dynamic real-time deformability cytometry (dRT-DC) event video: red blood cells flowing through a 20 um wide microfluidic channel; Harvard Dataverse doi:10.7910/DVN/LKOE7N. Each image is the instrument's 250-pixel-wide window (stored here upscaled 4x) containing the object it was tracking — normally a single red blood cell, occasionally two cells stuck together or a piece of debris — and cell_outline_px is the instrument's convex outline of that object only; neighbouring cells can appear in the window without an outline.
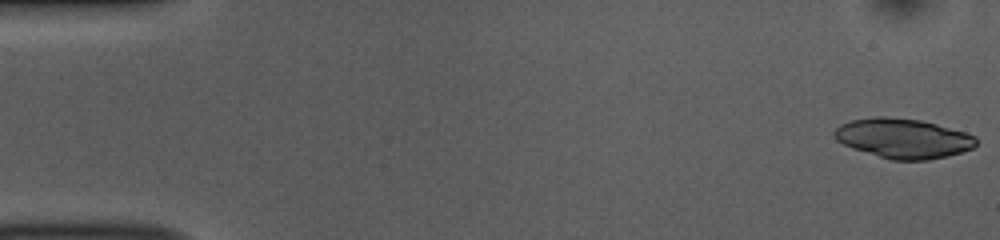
{"species": "common noctule bat (a hibernating species)", "species_latin": "Nyctalus noctula", "temperature_condition": "room temperature", "stored_images_in_passage": 52, "camera_frame_rate_fps": 3000, "um_per_image_px": 0.085, "animal": {"sex": "female", "body_mass_g": 10.0, "forearm_length_mm": 53.1}, "frame": {"image": 1, "passage_image": 1, "time_ms": 0.0, "image_size_px": [1000, 240], "cell_outline_px": [[976, 144], [972, 148], [948, 156], [928, 160], [892, 160], [852, 148], [836, 140], [832, 136], [832, 132], [840, 124], [852, 120], [876, 116], [888, 116], [920, 120], [936, 124], [964, 132], [976, 136]], "centroid_in_image_um": [76.73, 11.75], "position_along_channel_um": 8.3, "area_um2": 32.77}}